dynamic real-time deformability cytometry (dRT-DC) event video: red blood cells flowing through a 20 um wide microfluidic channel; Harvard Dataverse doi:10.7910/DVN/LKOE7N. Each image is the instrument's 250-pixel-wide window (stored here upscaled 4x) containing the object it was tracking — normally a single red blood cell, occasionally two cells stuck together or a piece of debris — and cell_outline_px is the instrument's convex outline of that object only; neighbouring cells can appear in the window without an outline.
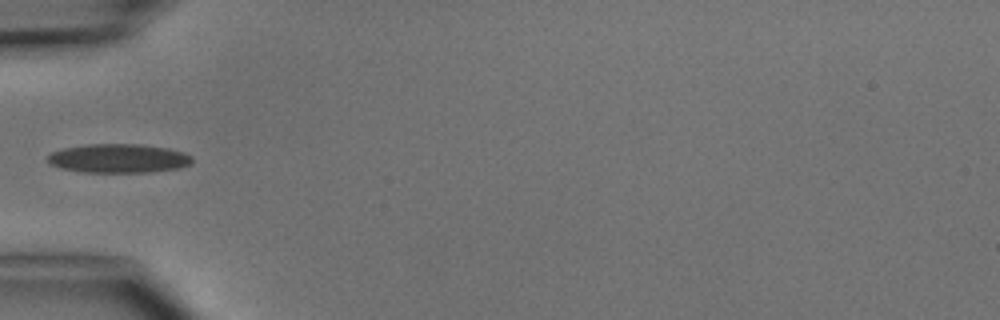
{"species": "common noctule bat (a hibernating species)", "species_latin": "Nyctalus noctula", "temperature_condition": "cold", "stored_images_in_passage": 5, "camera_frame_rate_fps": 3000, "um_per_image_px": 0.085, "animal": {"sex": "male", "body_mass_g": 15.6}, "frame": {"image": 1, "passage_image": 4, "time_ms": 4.333, "image_size_px": [1000, 320], "cell_outline_px": [[192, 164], [180, 168], [148, 172], [84, 172], [60, 168], [48, 164], [48, 156], [52, 152], [64, 148], [84, 144], [140, 144], [168, 148], [184, 152], [192, 156]], "centroid_in_image_um": [10.09, 13.46], "position_along_channel_um": 74.9, "area_um2": 24.51}}